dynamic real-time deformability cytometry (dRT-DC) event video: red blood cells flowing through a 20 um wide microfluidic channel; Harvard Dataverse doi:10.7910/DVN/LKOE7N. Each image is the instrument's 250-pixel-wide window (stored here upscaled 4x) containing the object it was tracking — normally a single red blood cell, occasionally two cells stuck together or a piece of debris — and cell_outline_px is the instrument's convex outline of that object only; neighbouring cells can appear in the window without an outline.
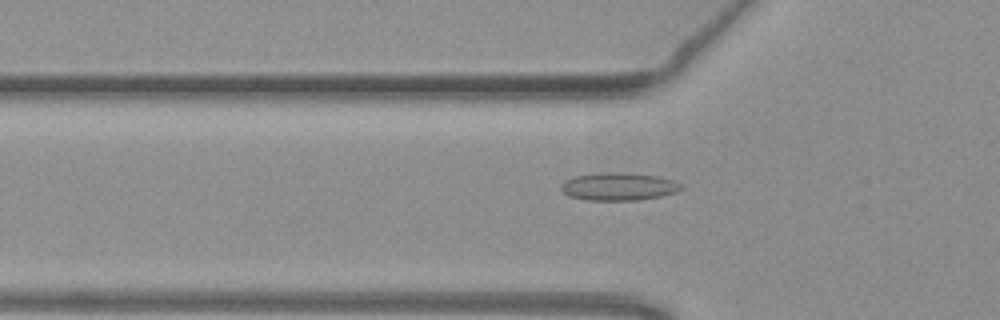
{"species": "common noctule bat (a hibernating species)", "species_latin": "Nyctalus noctula", "temperature_condition": "warm", "stored_images_in_passage": 45, "camera_frame_rate_fps": 3000, "um_per_image_px": 0.085, "animal": {"sex": "female", "body_mass_g": 19.3, "forearm_length_mm": 54.1}, "frame": {"image": 1, "passage_image": 9, "time_ms": 2.667, "image_size_px": [1000, 320], "cell_outline_px": [[684, 188], [676, 192], [660, 196], [636, 200], [588, 200], [568, 196], [560, 188], [560, 184], [564, 180], [576, 176], [596, 172], [612, 172], [660, 176], [684, 184]], "centroid_in_image_um": [52.58, 15.85], "position_along_channel_um": 73.2, "area_um2": 19.54}}
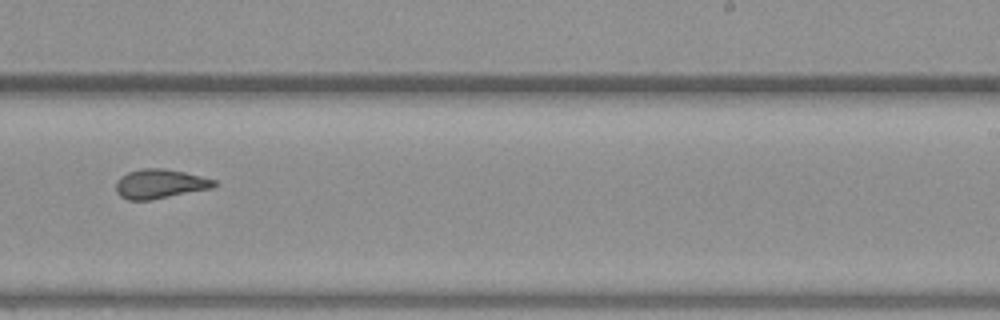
{"frame": {"image": 2, "passage_image": 25, "time_ms": 8.0, "image_size_px": [1000, 320], "cell_outline_px": [[216, 184], [212, 188], [152, 200], [128, 200], [120, 196], [116, 192], [116, 184], [120, 176], [128, 172], [140, 168], [164, 168], [184, 172], [216, 180]], "centroid_in_image_um": [13.57, 15.63], "position_along_channel_um": 275.4, "area_um2": 16.82}}
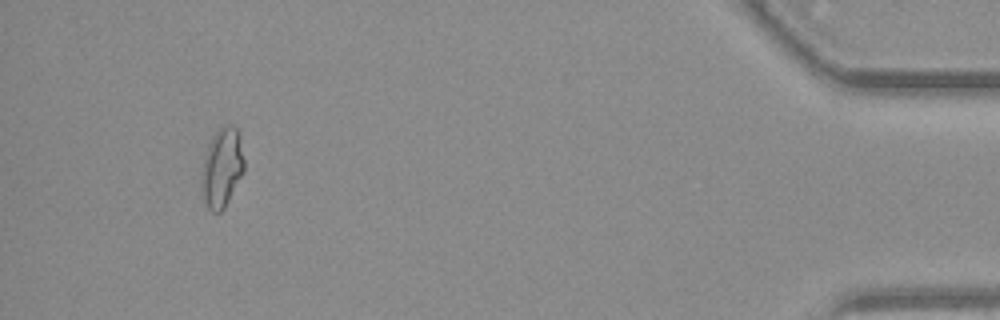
{"frame": {"image": 3, "passage_image": 42, "time_ms": 13.667, "image_size_px": [1000, 320], "cell_outline_px": [[244, 172], [224, 208], [220, 212], [212, 212], [208, 208], [204, 200], [200, 188], [200, 172], [204, 156], [208, 144], [212, 136], [220, 128], [228, 124], [232, 124], [236, 128], [240, 136], [244, 160]], "centroid_in_image_um": [18.84, 14.26], "position_along_channel_um": 416.4, "area_um2": 20.0}, "authors_computed_cell_mechanics": {"area_um2": 17.1666, "velocity_mm_per_s": 3.7735, "shape_relaxation_time_tau1_ms": null, "shape_relaxation_time_tau2_ms": 1.5064, "deformation_change_tau1": null, "deformation_change_tau2": 0.0777}}